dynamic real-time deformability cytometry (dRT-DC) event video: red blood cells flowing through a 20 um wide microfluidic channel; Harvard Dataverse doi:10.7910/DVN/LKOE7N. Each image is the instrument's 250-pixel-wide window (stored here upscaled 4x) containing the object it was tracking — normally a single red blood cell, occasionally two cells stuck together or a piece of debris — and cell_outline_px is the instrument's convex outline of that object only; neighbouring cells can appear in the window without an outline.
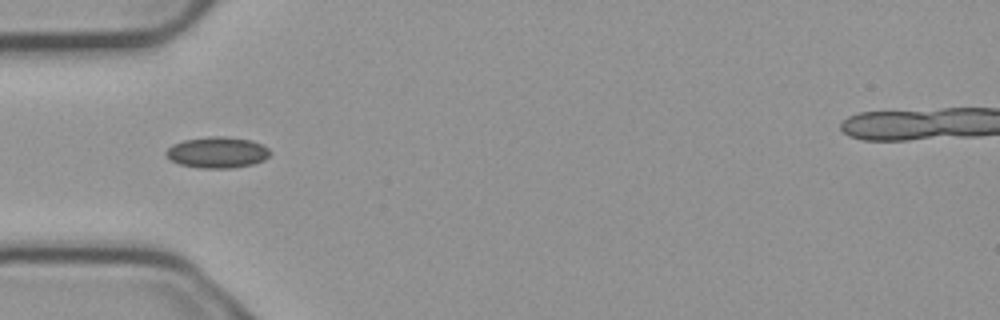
{"species": "common noctule bat (a hibernating species)", "species_latin": "Nyctalus noctula", "temperature_condition": "cold", "stored_images_in_passage": 3, "camera_frame_rate_fps": 3000, "um_per_image_px": 0.085, "animal": {"sex": "male", "body_mass_g": 23.1, "forearm_length_mm": 52.7}, "frame": {"image": 1, "passage_image": 1, "time_ms": 0.0, "image_size_px": [1000, 320], "cell_outline_px": [[272, 152], [264, 160], [252, 164], [232, 168], [200, 168], [180, 164], [172, 160], [164, 152], [172, 144], [184, 140], [208, 136], [224, 136], [252, 140], [268, 148]], "centroid_in_image_um": [18.48, 12.95], "position_along_channel_um": 66.5, "area_um2": 18.84}}
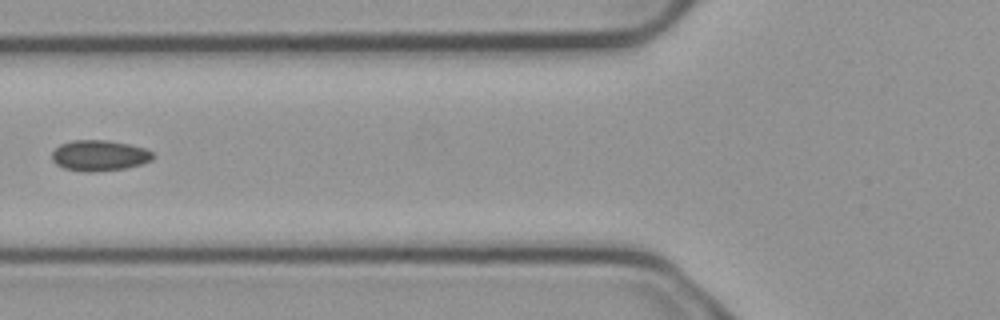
{"frame": {"image": 2, "passage_image": 2, "time_ms": 0.333, "image_size_px": [1000, 320], "cell_outline_px": [[156, 156], [152, 160], [140, 164], [124, 168], [92, 172], [84, 172], [64, 168], [56, 164], [52, 160], [52, 152], [60, 144], [72, 140], [108, 140], [128, 144], [144, 148], [152, 152]], "centroid_in_image_um": [8.44, 13.21], "position_along_channel_um": 117.4, "area_um2": 18.09}}
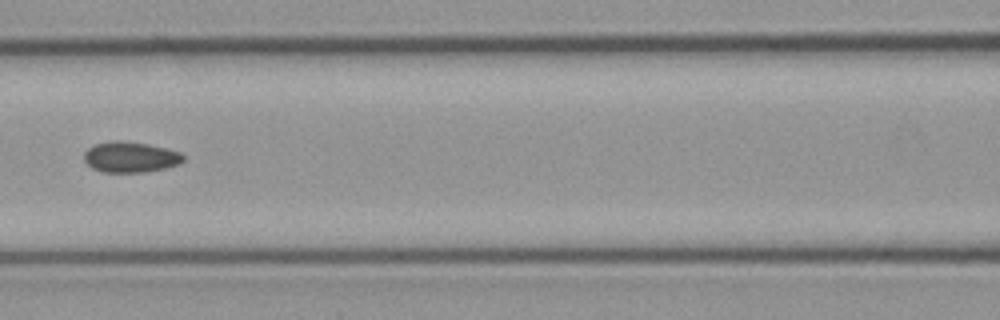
{"frame": {"image": 3, "passage_image": 3, "time_ms": 0.667, "image_size_px": [1000, 320], "cell_outline_px": [[184, 160], [176, 164], [164, 168], [144, 172], [100, 172], [92, 168], [84, 160], [84, 152], [88, 148], [96, 144], [112, 140], [124, 140], [148, 144], [180, 152], [184, 156]], "centroid_in_image_um": [11.04, 13.34], "position_along_channel_um": 155.6, "area_um2": 17.69}}